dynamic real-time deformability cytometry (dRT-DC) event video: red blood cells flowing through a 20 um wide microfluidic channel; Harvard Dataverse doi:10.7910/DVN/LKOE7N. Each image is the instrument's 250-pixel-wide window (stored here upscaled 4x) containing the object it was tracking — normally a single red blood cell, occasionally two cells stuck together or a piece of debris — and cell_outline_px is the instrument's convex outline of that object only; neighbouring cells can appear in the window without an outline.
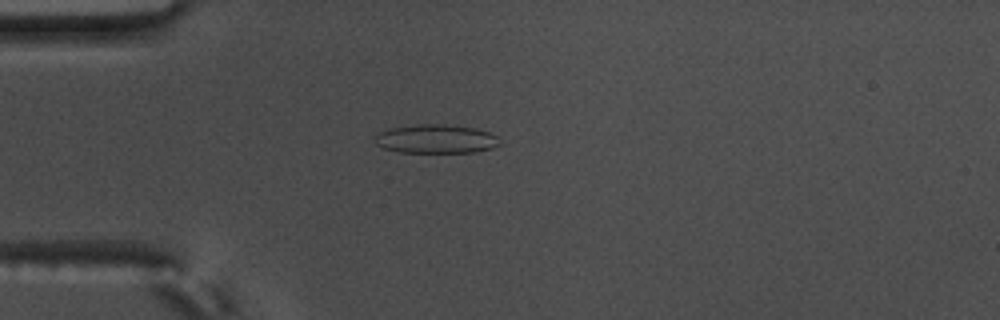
{"species": "common noctule bat (a hibernating species)", "species_latin": "Nyctalus noctula", "temperature_condition": "warm", "stored_images_in_passage": 57, "camera_frame_rate_fps": 3000, "um_per_image_px": 0.085, "animal": {"sex": "male", "body_mass_g": 17.5, "forearm_length_mm": 52.3}, "frame": {"image": 1, "passage_image": 16, "time_ms": 5.0, "image_size_px": [1000, 320], "cell_outline_px": [[500, 144], [492, 148], [476, 152], [400, 152], [384, 148], [376, 144], [376, 136], [380, 132], [388, 128], [420, 124], [444, 124], [476, 128], [488, 132], [496, 136]], "centroid_in_image_um": [37.06, 11.8], "position_along_channel_um": 47.9, "area_um2": 20.81}}
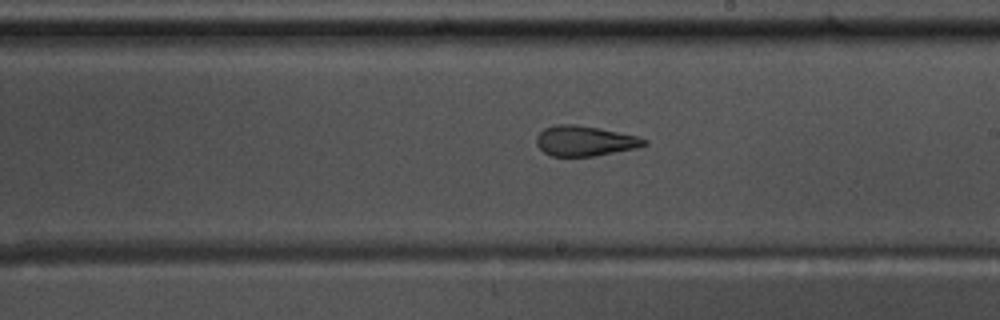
{"frame": {"image": 2, "passage_image": 33, "time_ms": 10.667, "image_size_px": [1000, 320], "cell_outline_px": [[648, 144], [636, 148], [596, 156], [552, 156], [544, 152], [536, 144], [536, 136], [544, 128], [556, 124], [576, 124], [600, 128], [640, 136], [648, 140]], "centroid_in_image_um": [49.73, 11.97], "position_along_channel_um": 239.3, "area_um2": 19.19}}
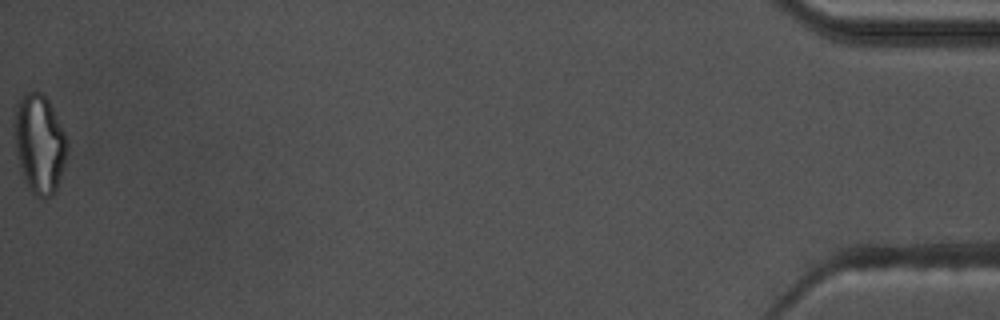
{"frame": {"image": 3, "passage_image": 57, "time_ms": 18.667, "image_size_px": [1000, 320], "cell_outline_px": [[68, 144], [64, 164], [56, 188], [52, 196], [44, 200], [36, 196], [32, 192], [24, 180], [16, 152], [12, 128], [16, 104], [20, 96], [24, 92], [40, 92], [48, 100], [64, 132]], "centroid_in_image_um": [3.31, 12.21], "position_along_channel_um": 431.9, "area_um2": 30.52}, "authors_computed_cell_mechanics": {"area_um2": 21.6172, "velocity_mm_per_s": 3.6554, "shape_relaxation_time_tau1_ms": null, "shape_relaxation_time_tau2_ms": 2.1777, "deformation_change_tau1": null, "deformation_change_tau2": 0.1107}}